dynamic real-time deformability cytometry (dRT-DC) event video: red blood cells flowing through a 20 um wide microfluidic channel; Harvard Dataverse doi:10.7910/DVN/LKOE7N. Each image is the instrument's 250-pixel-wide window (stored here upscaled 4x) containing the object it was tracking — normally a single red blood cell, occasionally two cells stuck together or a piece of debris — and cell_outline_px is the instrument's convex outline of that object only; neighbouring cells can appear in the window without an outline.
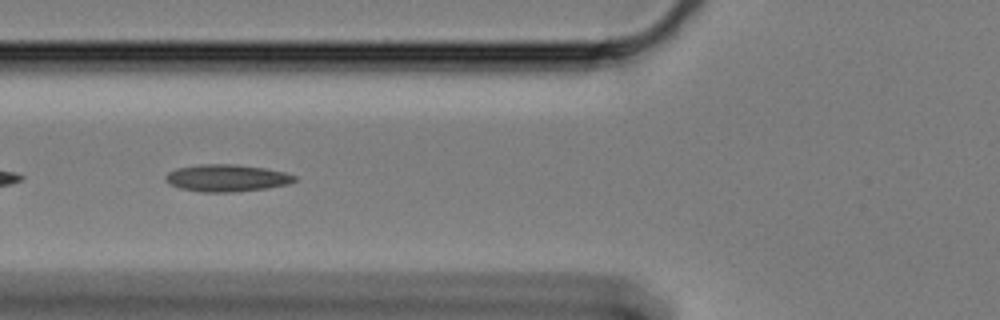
{"species": "Egyptian fruit bat (a non-hibernating species)", "species_latin": "Rousettus aegyptiacus", "temperature_condition": "cold", "stored_images_in_passage": 18, "camera_frame_rate_fps": 3000, "um_per_image_px": 0.085, "animal": {"sex": "female"}, "frame": {"image": 1, "passage_image": 6, "time_ms": 1.667, "image_size_px": [1000, 320], "cell_outline_px": [[296, 180], [288, 184], [268, 188], [236, 192], [200, 192], [180, 188], [168, 184], [164, 180], [164, 176], [168, 172], [176, 168], [196, 164], [236, 164], [264, 168], [284, 172], [296, 176]], "centroid_in_image_um": [19.22, 15.13], "position_along_channel_um": 106.6, "area_um2": 20.63}}
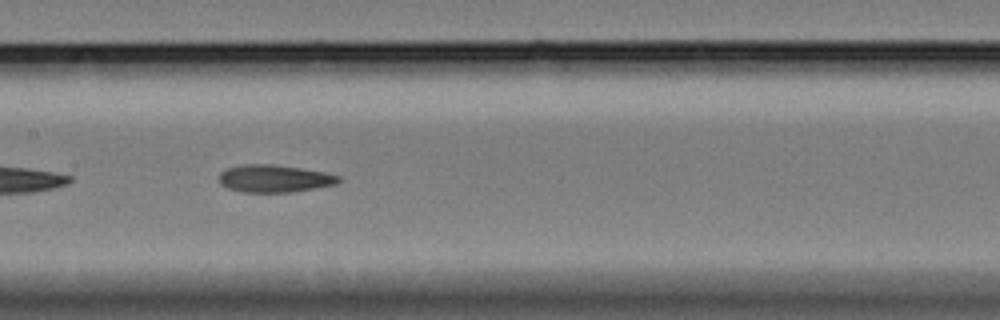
{"frame": {"image": 2, "passage_image": 13, "time_ms": 4.0, "image_size_px": [1000, 320], "cell_outline_px": [[344, 180], [336, 184], [316, 188], [292, 192], [244, 192], [228, 188], [220, 184], [220, 172], [224, 168], [240, 164], [272, 164], [300, 168], [324, 172], [340, 176]], "centroid_in_image_um": [23.32, 15.17], "position_along_channel_um": 184.1, "area_um2": 19.31}}